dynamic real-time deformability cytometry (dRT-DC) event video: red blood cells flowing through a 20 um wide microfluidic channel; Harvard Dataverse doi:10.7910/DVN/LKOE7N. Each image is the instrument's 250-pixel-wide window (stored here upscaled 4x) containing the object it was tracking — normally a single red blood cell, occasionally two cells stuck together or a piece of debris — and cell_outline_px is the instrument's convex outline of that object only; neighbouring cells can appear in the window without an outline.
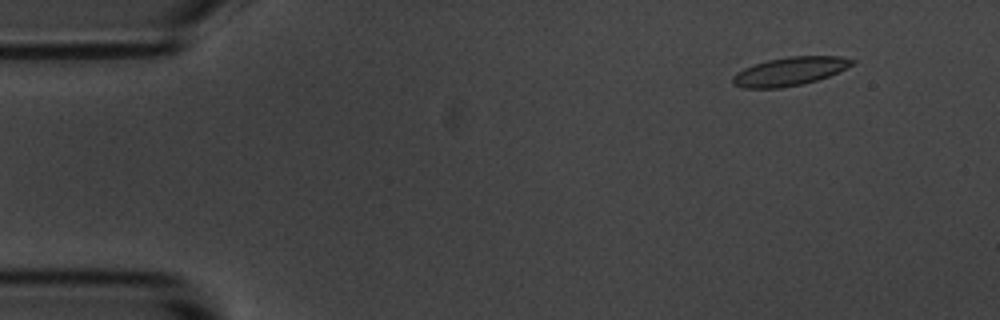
{"species": "common noctule bat (a hibernating species)", "species_latin": "Nyctalus noctula", "temperature_condition": "room temperature", "stored_images_in_passage": 16, "camera_frame_rate_fps": 3000, "um_per_image_px": 0.085, "animal": {"sex": "male", "body_mass_g": 20.1, "forearm_length_mm": 53.5}, "frame": {"image": 1, "passage_image": 2, "time_ms": 0.333, "image_size_px": [1000, 320], "cell_outline_px": [[856, 60], [852, 64], [828, 76], [804, 84], [780, 88], [744, 88], [732, 84], [732, 76], [736, 72], [744, 68], [768, 60], [788, 56], [840, 56]], "centroid_in_image_um": [67.08, 6.07], "position_along_channel_um": 17.9, "area_um2": 19.65}}
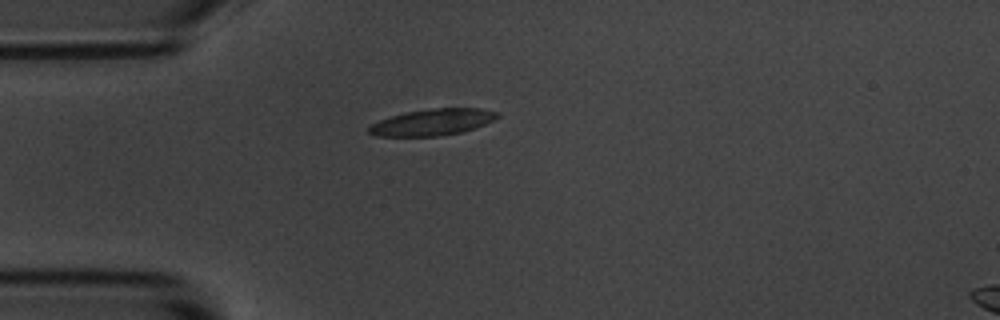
{"frame": {"image": 2, "passage_image": 11, "time_ms": 3.333, "image_size_px": [1000, 320], "cell_outline_px": [[500, 116], [484, 124], [460, 132], [440, 136], [376, 136], [368, 132], [368, 128], [372, 124], [380, 120], [404, 112], [428, 108], [480, 108], [500, 112]], "centroid_in_image_um": [36.76, 10.37], "position_along_channel_um": 48.2, "area_um2": 19.71}}